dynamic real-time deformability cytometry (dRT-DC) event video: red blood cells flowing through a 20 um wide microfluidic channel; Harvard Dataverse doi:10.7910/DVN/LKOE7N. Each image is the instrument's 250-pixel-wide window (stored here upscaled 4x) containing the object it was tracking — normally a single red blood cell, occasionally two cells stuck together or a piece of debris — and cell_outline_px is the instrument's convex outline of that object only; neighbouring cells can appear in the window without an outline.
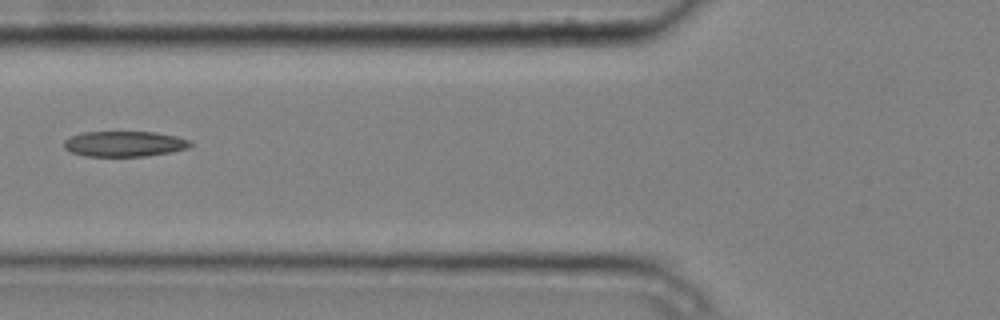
{"species": "common noctule bat (a hibernating species)", "species_latin": "Nyctalus noctula", "temperature_condition": "cold", "stored_images_in_passage": 4, "camera_frame_rate_fps": 3000, "um_per_image_px": 0.085, "animal": {"sex": "male", "body_mass_g": 20.4}, "frame": {"image": 1, "passage_image": 4, "time_ms": 1.0, "image_size_px": [1000, 320], "cell_outline_px": [[192, 144], [188, 148], [172, 152], [144, 156], [84, 156], [72, 152], [64, 148], [64, 140], [72, 136], [84, 132], [156, 132], [176, 136], [188, 140]], "centroid_in_image_um": [10.57, 12.23], "position_along_channel_um": 115.2, "area_um2": 18.67}}